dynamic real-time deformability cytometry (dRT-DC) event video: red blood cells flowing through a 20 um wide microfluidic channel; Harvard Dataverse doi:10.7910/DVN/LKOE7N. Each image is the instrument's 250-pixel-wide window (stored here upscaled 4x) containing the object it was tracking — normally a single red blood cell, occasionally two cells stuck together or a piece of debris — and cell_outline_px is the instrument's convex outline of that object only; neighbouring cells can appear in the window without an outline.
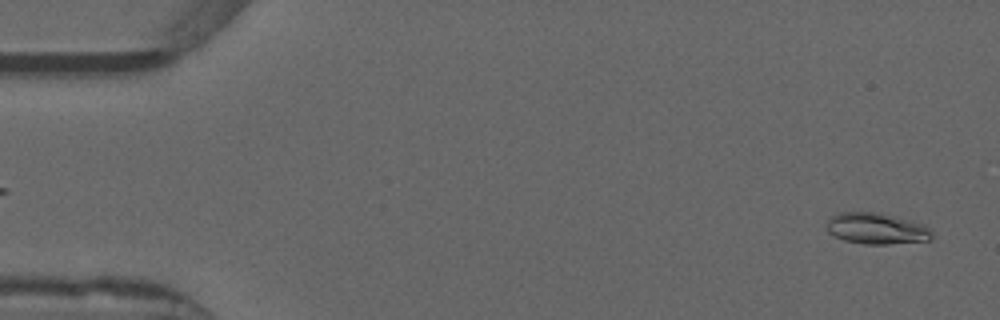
{"species": "common noctule bat (a hibernating species)", "species_latin": "Nyctalus noctula", "temperature_condition": "warm", "stored_images_in_passage": 26, "camera_frame_rate_fps": 3000, "um_per_image_px": 0.085, "animal": {"sex": "male", "forearm_length_mm": 52.5}, "frame": {"image": 1, "passage_image": 2, "time_ms": 0.333, "image_size_px": [1000, 320], "cell_outline_px": [[932, 240], [888, 244], [864, 244], [844, 240], [828, 232], [828, 220], [832, 216], [840, 212], [876, 212], [924, 224], [932, 232]], "centroid_in_image_um": [74.52, 19.43], "position_along_channel_um": 10.5, "area_um2": 18.9}}
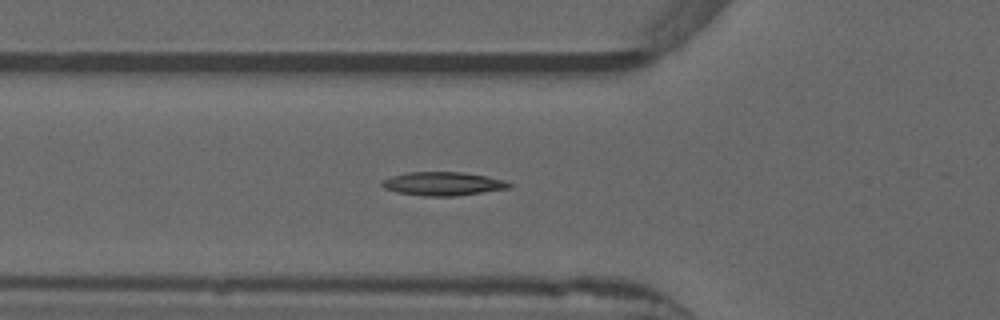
{"frame": {"image": 2, "passage_image": 18, "time_ms": 5.667, "image_size_px": [1000, 320], "cell_outline_px": [[512, 184], [508, 188], [456, 196], [424, 196], [396, 192], [384, 188], [380, 184], [384, 180], [392, 176], [408, 172], [464, 172], [488, 176], [504, 180]], "centroid_in_image_um": [37.65, 15.61], "position_along_channel_um": 88.2, "area_um2": 17.4}}
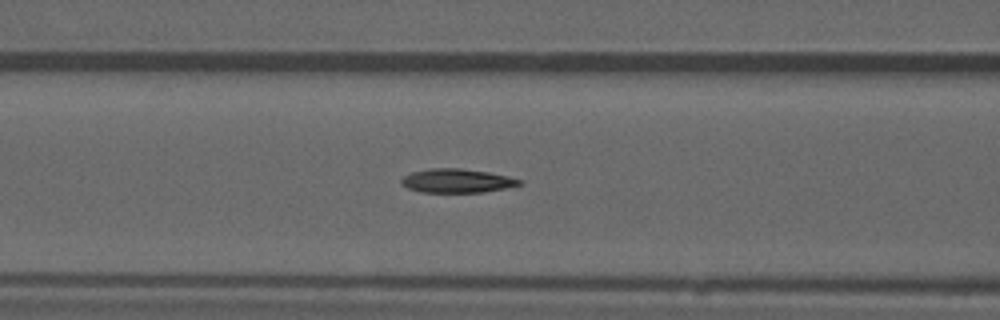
{"frame": {"image": 3, "passage_image": 21, "time_ms": 6.667, "image_size_px": [1000, 320], "cell_outline_px": [[524, 184], [508, 188], [484, 192], [420, 192], [408, 188], [400, 184], [400, 180], [404, 176], [412, 172], [428, 168], [460, 168], [488, 172], [508, 176], [524, 180]], "centroid_in_image_um": [38.87, 15.37], "position_along_channel_um": 127.7, "area_um2": 16.65}}